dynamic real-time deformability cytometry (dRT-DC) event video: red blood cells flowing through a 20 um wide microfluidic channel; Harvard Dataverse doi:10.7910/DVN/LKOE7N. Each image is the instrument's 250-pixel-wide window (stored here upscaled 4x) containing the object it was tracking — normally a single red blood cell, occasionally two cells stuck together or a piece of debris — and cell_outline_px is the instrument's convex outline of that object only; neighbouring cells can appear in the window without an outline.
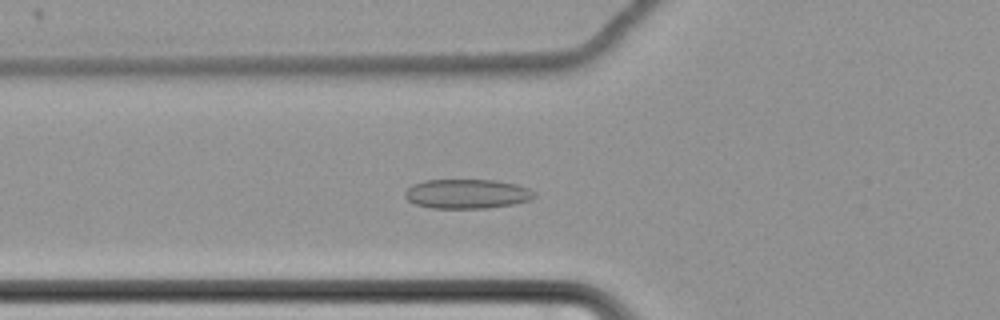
{"species": "common noctule bat (a hibernating species)", "species_latin": "Nyctalus noctula", "temperature_condition": "cold", "stored_images_in_passage": 66, "camera_frame_rate_fps": 3000, "um_per_image_px": 0.085, "animal": {"sex": "female", "body_mass_g": 22.7, "forearm_length_mm": 54.2}, "frame": {"image": 1, "passage_image": 28, "time_ms": 9.0, "image_size_px": [1000, 320], "cell_outline_px": [[536, 196], [532, 200], [512, 204], [484, 208], [432, 208], [416, 204], [408, 200], [404, 196], [404, 192], [412, 184], [424, 180], [496, 180], [516, 184], [528, 188], [536, 192]], "centroid_in_image_um": [39.7, 16.47], "position_along_channel_um": 86.1, "area_um2": 22.25}}
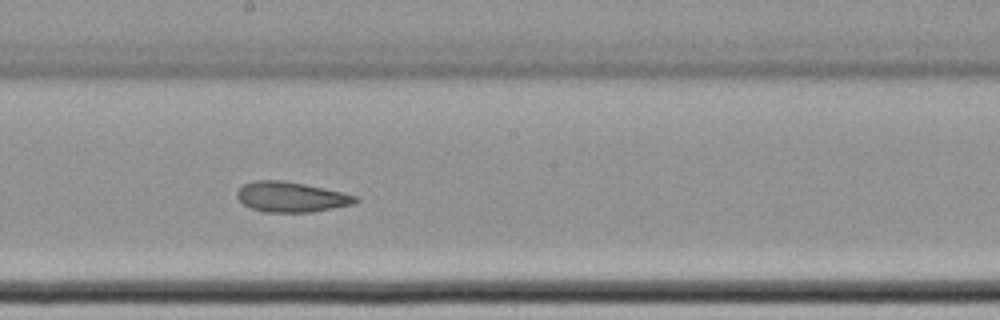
{"frame": {"image": 2, "passage_image": 40, "time_ms": 13.0, "image_size_px": [1000, 320], "cell_outline_px": [[360, 200], [356, 204], [312, 212], [264, 212], [252, 208], [244, 204], [236, 196], [236, 192], [244, 184], [256, 180], [280, 180], [304, 184], [344, 192], [360, 196]], "centroid_in_image_um": [24.82, 16.74], "position_along_channel_um": 223.4, "area_um2": 20.98}}
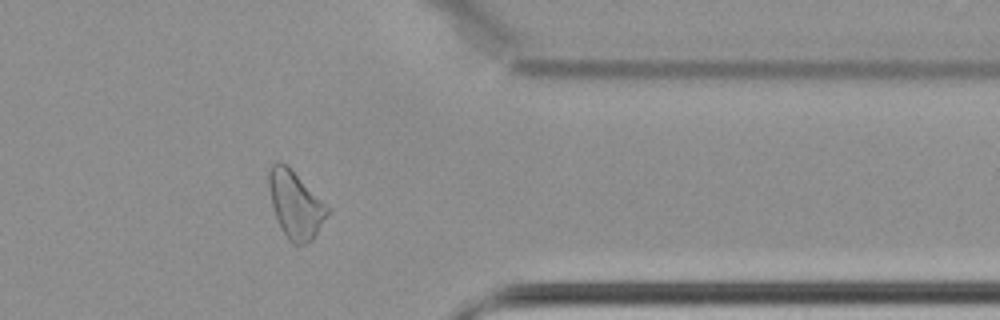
{"frame": {"image": 3, "passage_image": 55, "time_ms": 18.0, "image_size_px": [1000, 320], "cell_outline_px": [[332, 212], [312, 240], [304, 244], [292, 244], [288, 240], [280, 228], [276, 220], [272, 204], [268, 184], [268, 172], [272, 164], [276, 160], [280, 160], [288, 164], [332, 208]], "centroid_in_image_um": [25.15, 17.36], "position_along_channel_um": 386.2, "area_um2": 23.87}, "authors_computed_cell_mechanics": {"area_um2": 23.9292, "velocity_mm_per_s": 3.4456, "shape_relaxation_time_tau1_ms": 10.2541, "shape_relaxation_time_tau2_ms": 2.6055, "deformation_change_tau1": 0.1159, "deformation_change_tau2": 0.0774}}